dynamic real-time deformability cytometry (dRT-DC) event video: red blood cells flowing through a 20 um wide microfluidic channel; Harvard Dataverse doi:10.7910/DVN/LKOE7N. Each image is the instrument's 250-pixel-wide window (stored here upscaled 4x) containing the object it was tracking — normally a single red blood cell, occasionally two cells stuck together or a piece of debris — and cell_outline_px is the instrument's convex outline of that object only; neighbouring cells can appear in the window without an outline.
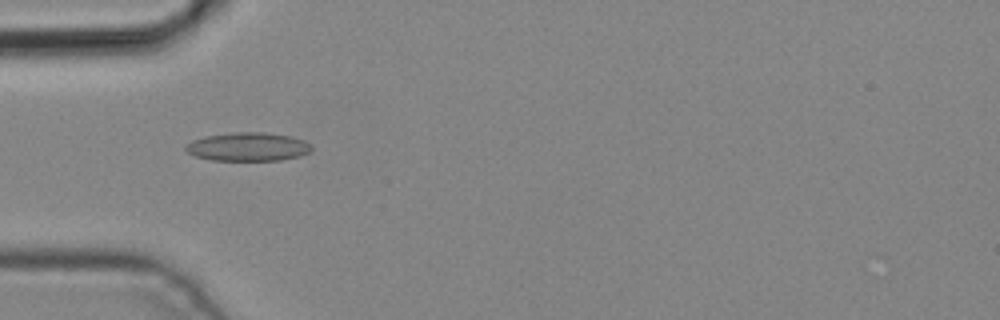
{"species": "common noctule bat (a hibernating species)", "species_latin": "Nyctalus noctula", "temperature_condition": "cold", "stored_images_in_passage": 5, "camera_frame_rate_fps": 3000, "um_per_image_px": 0.085, "animal": {"sex": "male", "body_mass_g": 19.2, "forearm_length_mm": 51.8}, "frame": {"image": 1, "passage_image": 4, "time_ms": 1.0, "image_size_px": [1000, 320], "cell_outline_px": [[312, 148], [308, 152], [300, 156], [280, 160], [212, 160], [196, 156], [188, 152], [184, 148], [184, 144], [192, 140], [204, 136], [232, 132], [264, 132], [292, 136], [304, 140], [312, 144]], "centroid_in_image_um": [21.07, 12.46], "position_along_channel_um": 63.9, "area_um2": 21.1}}
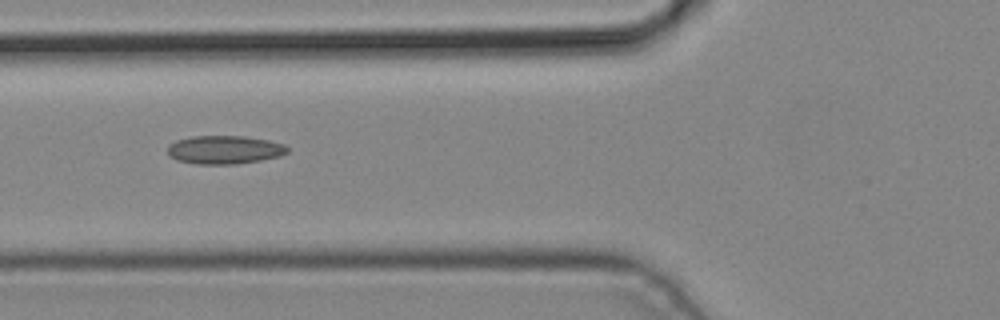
{"frame": {"image": 2, "passage_image": 5, "time_ms": 1.333, "image_size_px": [1000, 320], "cell_outline_px": [[288, 152], [280, 156], [260, 160], [236, 164], [196, 164], [176, 160], [168, 156], [168, 144], [176, 140], [192, 136], [244, 136], [268, 140], [284, 144], [288, 148]], "centroid_in_image_um": [19.05, 12.73], "position_along_channel_um": 106.7, "area_um2": 19.94}}